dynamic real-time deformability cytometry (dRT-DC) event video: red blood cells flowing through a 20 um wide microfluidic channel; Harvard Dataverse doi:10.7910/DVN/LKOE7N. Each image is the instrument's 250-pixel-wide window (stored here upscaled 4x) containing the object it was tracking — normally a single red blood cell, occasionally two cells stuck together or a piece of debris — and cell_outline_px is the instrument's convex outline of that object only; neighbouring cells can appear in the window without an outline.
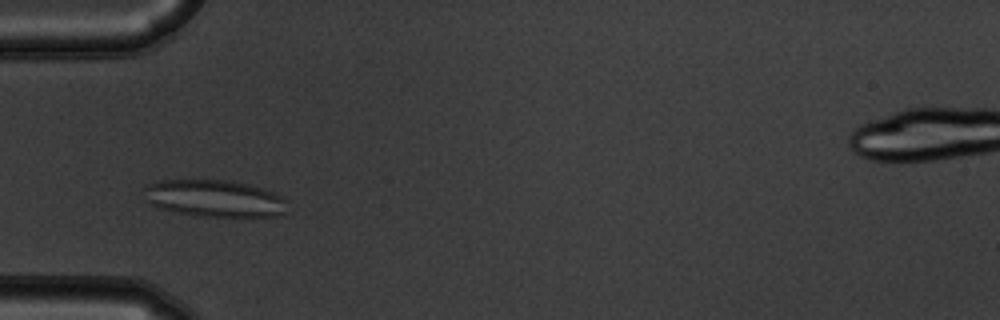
{"species": "common noctule bat (a hibernating species)", "species_latin": "Nyctalus noctula", "temperature_condition": "warm", "stored_images_in_passage": 47, "camera_frame_rate_fps": 3000, "um_per_image_px": 0.085, "animal": {"sex": "male", "body_mass_g": 19.5, "forearm_length_mm": 54.6}, "frame": {"image": 1, "passage_image": 10, "time_ms": 3.0, "image_size_px": [1000, 320], "cell_outline_px": [[288, 200], [284, 212], [280, 216], [200, 216], [176, 212], [160, 208], [148, 204], [144, 200], [144, 184], [156, 180], [232, 180], [248, 184], [272, 192]], "centroid_in_image_um": [18.16, 16.85], "position_along_channel_um": 66.8, "area_um2": 31.15}}
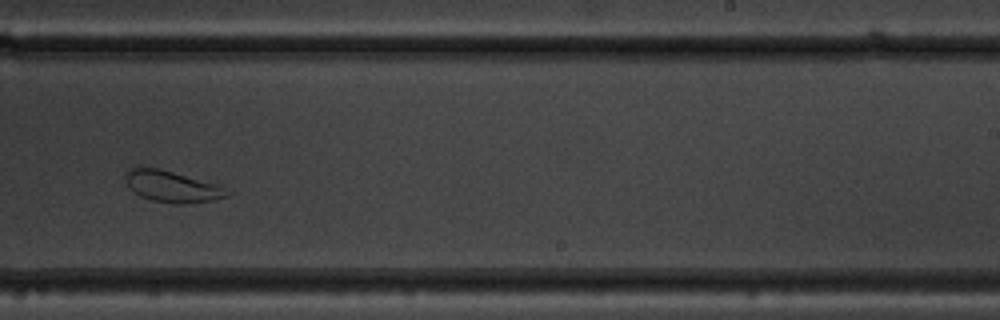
{"frame": {"image": 2, "passage_image": 27, "time_ms": 8.667, "image_size_px": [1000, 320], "cell_outline_px": [[232, 192], [228, 196], [212, 200], [184, 204], [172, 204], [152, 200], [140, 196], [132, 192], [128, 188], [124, 176], [124, 172], [128, 168], [136, 164], [156, 168], [220, 184]], "centroid_in_image_um": [14.56, 15.83], "position_along_channel_um": 274.4, "area_um2": 19.19}}
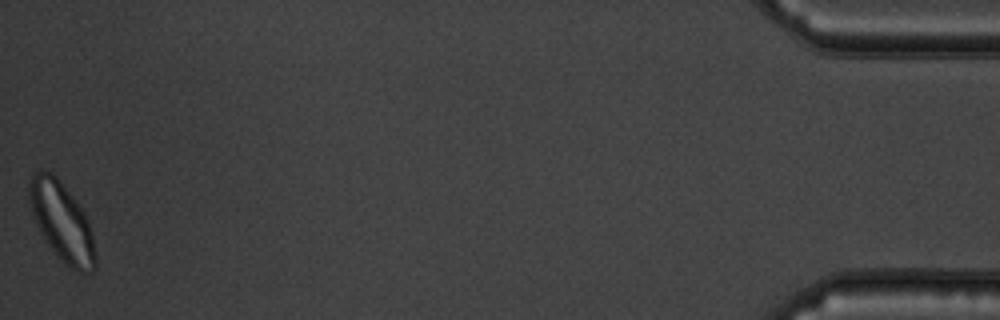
{"frame": {"image": 3, "passage_image": 47, "time_ms": 15.333, "image_size_px": [1000, 320], "cell_outline_px": [[96, 268], [92, 272], [80, 272], [72, 268], [56, 256], [44, 240], [32, 212], [28, 200], [28, 180], [36, 172], [52, 172], [56, 176], [72, 196], [84, 212], [88, 220], [92, 236], [96, 256]], "centroid_in_image_um": [5.25, 18.86], "position_along_channel_um": 430.0, "area_um2": 30.11}}